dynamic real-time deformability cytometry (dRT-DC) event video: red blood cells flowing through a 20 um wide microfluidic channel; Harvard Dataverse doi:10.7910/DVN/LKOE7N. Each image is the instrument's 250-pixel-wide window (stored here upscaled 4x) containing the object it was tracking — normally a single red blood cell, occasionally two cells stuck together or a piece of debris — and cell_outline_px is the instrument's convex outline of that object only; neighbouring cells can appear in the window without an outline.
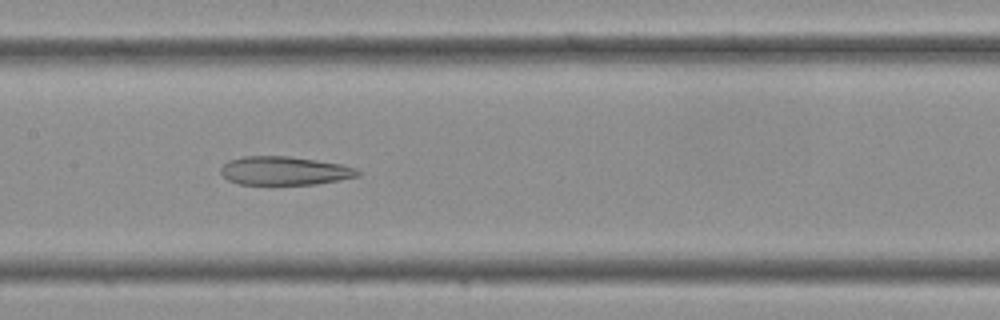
{"species": "Egyptian fruit bat (a non-hibernating species)", "species_latin": "Rousettus aegyptiacus", "temperature_condition": "cold", "stored_images_in_passage": 35, "camera_frame_rate_fps": 3000, "um_per_image_px": 0.085, "frame": {"image": 1, "passage_image": 16, "time_ms": 5.0, "image_size_px": [1000, 320], "cell_outline_px": [[360, 176], [316, 184], [240, 184], [228, 180], [220, 172], [220, 168], [228, 160], [244, 156], [288, 156], [344, 164], [356, 168], [360, 172]], "centroid_in_image_um": [24.19, 14.51], "position_along_channel_um": 183.2, "area_um2": 22.83}}
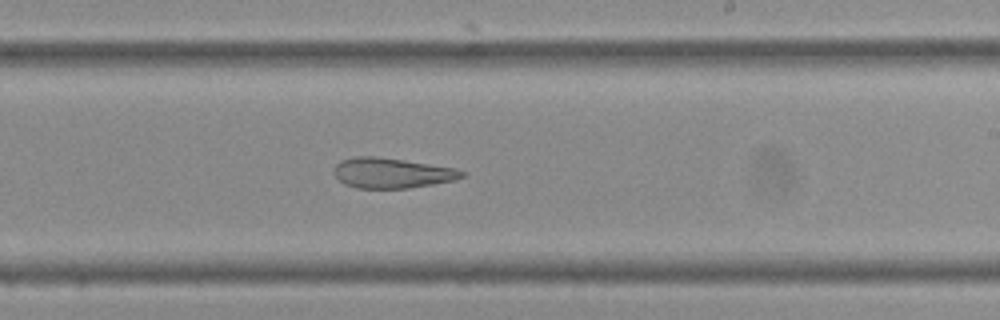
{"frame": {"image": 2, "passage_image": 20, "time_ms": 6.333, "image_size_px": [1000, 320], "cell_outline_px": [[468, 172], [464, 176], [452, 180], [432, 184], [408, 188], [356, 188], [344, 184], [332, 172], [336, 164], [340, 160], [352, 156], [376, 156], [404, 160], [456, 168]], "centroid_in_image_um": [33.28, 14.69], "position_along_channel_um": 255.7, "area_um2": 22.6}}
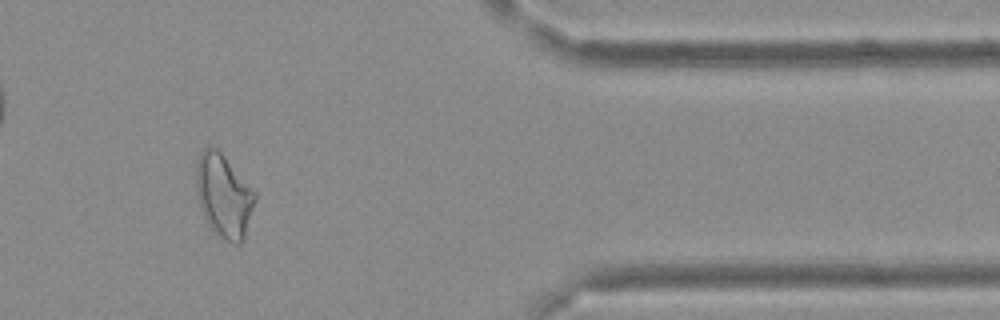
{"frame": {"image": 3, "passage_image": 29, "time_ms": 9.333, "image_size_px": [1000, 320], "cell_outline_px": [[256, 200], [244, 236], [240, 244], [236, 244], [224, 240], [208, 224], [204, 216], [196, 192], [196, 168], [200, 152], [204, 148], [216, 148], [224, 156], [256, 192]], "centroid_in_image_um": [19.02, 16.64], "position_along_channel_um": 392.4, "area_um2": 28.03}}